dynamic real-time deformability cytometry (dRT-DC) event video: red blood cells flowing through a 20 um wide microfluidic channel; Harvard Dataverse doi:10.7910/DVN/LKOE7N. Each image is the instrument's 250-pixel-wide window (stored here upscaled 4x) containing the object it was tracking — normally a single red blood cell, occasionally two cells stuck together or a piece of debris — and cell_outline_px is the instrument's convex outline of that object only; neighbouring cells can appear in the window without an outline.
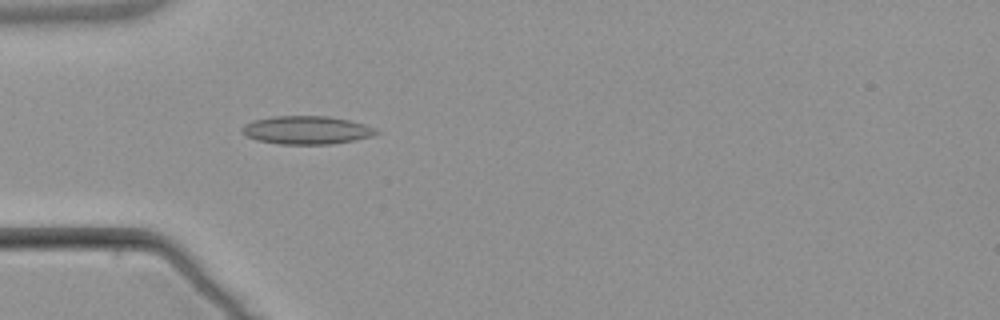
{"species": "common noctule bat (a hibernating species)", "species_latin": "Nyctalus noctula", "temperature_condition": "warm", "stored_images_in_passage": 3, "camera_frame_rate_fps": 3000, "um_per_image_px": 0.085, "animal": {"sex": "male", "body_mass_g": 21.5, "forearm_length_mm": 52.0}, "frame": {"image": 1, "passage_image": 3, "time_ms": 2.333, "image_size_px": [1000, 320], "cell_outline_px": [[380, 132], [372, 136], [332, 144], [280, 144], [256, 140], [248, 136], [240, 128], [244, 124], [252, 120], [272, 116], [328, 116], [348, 120], [364, 124], [376, 128]], "centroid_in_image_um": [26.05, 11.05], "position_along_channel_um": 58.9, "area_um2": 22.02}}